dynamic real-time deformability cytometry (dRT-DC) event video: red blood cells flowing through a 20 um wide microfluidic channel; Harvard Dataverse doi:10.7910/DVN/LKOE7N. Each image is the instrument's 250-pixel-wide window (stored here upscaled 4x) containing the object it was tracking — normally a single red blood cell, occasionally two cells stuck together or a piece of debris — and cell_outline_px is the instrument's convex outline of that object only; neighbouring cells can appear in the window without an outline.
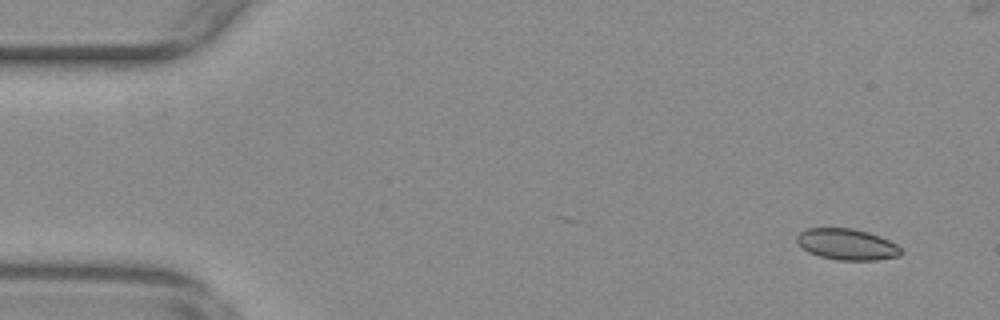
{"species": "common noctule bat (a hibernating species)", "species_latin": "Nyctalus noctula", "temperature_condition": "warm", "stored_images_in_passage": 56, "camera_frame_rate_fps": 3000, "um_per_image_px": 0.085, "animal": {"sex": "female", "body_mass_g": 29.2, "forearm_length_mm": 56.3}, "frame": {"image": 1, "passage_image": 4, "time_ms": 1.0, "image_size_px": [1000, 320], "cell_outline_px": [[904, 252], [900, 256], [876, 260], [840, 260], [820, 256], [808, 252], [796, 240], [796, 236], [800, 232], [808, 228], [852, 228], [868, 232], [880, 236], [896, 244]], "centroid_in_image_um": [72.02, 20.77], "position_along_channel_um": 13.0, "area_um2": 18.84}}
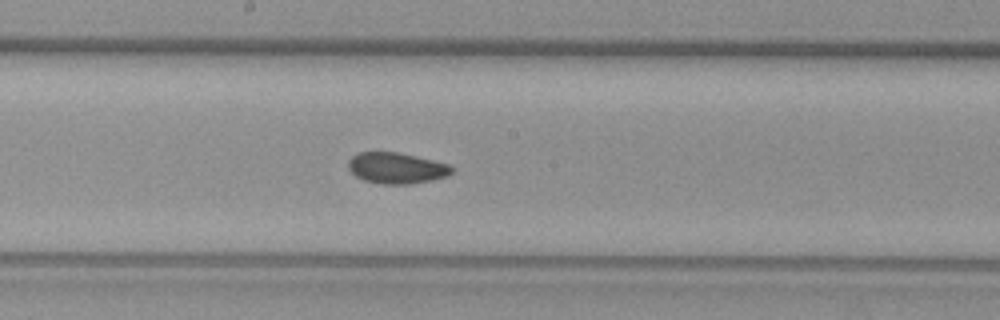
{"frame": {"image": 2, "passage_image": 30, "time_ms": 9.667, "image_size_px": [1000, 320], "cell_outline_px": [[456, 168], [448, 176], [432, 180], [412, 184], [380, 184], [364, 180], [356, 176], [348, 168], [348, 160], [352, 156], [360, 152], [396, 152], [416, 156], [448, 164]], "centroid_in_image_um": [33.72, 14.29], "position_along_channel_um": 214.5, "area_um2": 18.79}}
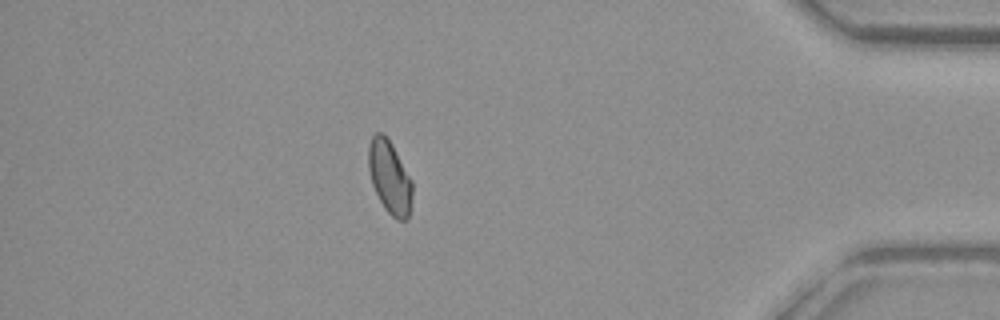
{"frame": {"image": 3, "passage_image": 49, "time_ms": 16.0, "image_size_px": [1000, 320], "cell_outline_px": [[412, 196], [408, 220], [396, 220], [384, 208], [372, 184], [368, 168], [368, 144], [372, 136], [376, 132], [384, 132], [392, 144], [412, 180]], "centroid_in_image_um": [33.11, 15.04], "position_along_channel_um": 402.1, "area_um2": 18.79}, "authors_computed_cell_mechanics": {"area_um2": 18.9584, "velocity_mm_per_s": 3.7021, "shape_relaxation_time_tau1_ms": null, "shape_relaxation_time_tau2_ms": 2.805, "deformation_change_tau1": null, "deformation_change_tau2": 0.0615}}